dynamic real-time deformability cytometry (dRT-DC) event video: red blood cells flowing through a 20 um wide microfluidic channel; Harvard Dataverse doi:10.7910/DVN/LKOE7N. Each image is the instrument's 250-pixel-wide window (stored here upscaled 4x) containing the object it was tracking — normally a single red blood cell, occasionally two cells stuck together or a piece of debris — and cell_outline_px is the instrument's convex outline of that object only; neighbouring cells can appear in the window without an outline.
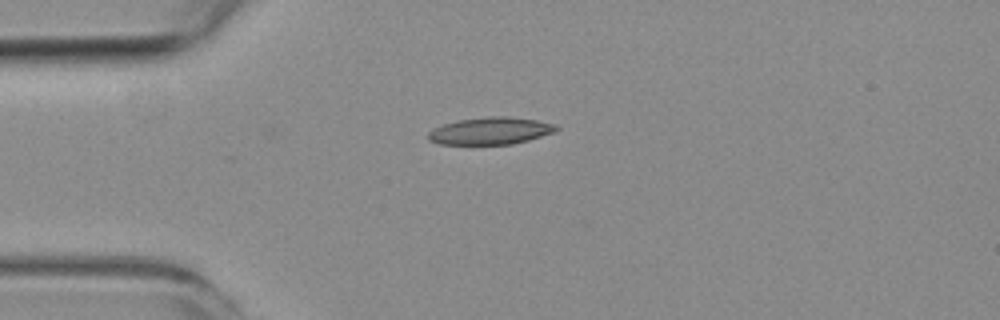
{"species": "common noctule bat (a hibernating species)", "species_latin": "Nyctalus noctula", "temperature_condition": "room temperature", "stored_images_in_passage": 5, "camera_frame_rate_fps": 3000, "um_per_image_px": 0.085, "animal": {"sex": "female", "body_mass_g": 19.3, "forearm_length_mm": 54.1}, "frame": {"image": 1, "passage_image": 1, "time_ms": 0.0, "image_size_px": [1000, 320], "cell_outline_px": [[560, 128], [556, 132], [528, 140], [512, 144], [440, 144], [428, 140], [428, 132], [432, 128], [444, 124], [460, 120], [488, 116], [508, 116], [536, 120], [556, 124]], "centroid_in_image_um": [41.71, 11.12], "position_along_channel_um": 43.3, "area_um2": 20.35}}
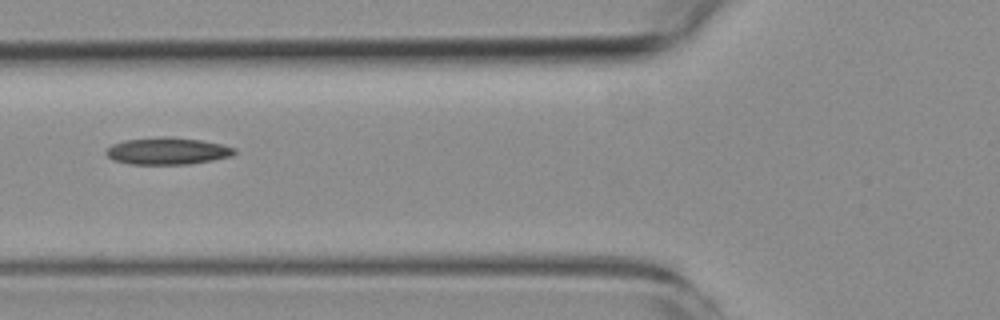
{"frame": {"image": 2, "passage_image": 3, "time_ms": 2.333, "image_size_px": [1000, 320], "cell_outline_px": [[236, 152], [232, 156], [212, 160], [188, 164], [128, 164], [112, 160], [104, 152], [112, 144], [124, 140], [164, 136], [172, 136], [200, 140], [224, 144], [236, 148]], "centroid_in_image_um": [14.24, 12.83], "position_along_channel_um": 111.6, "area_um2": 20.4}}
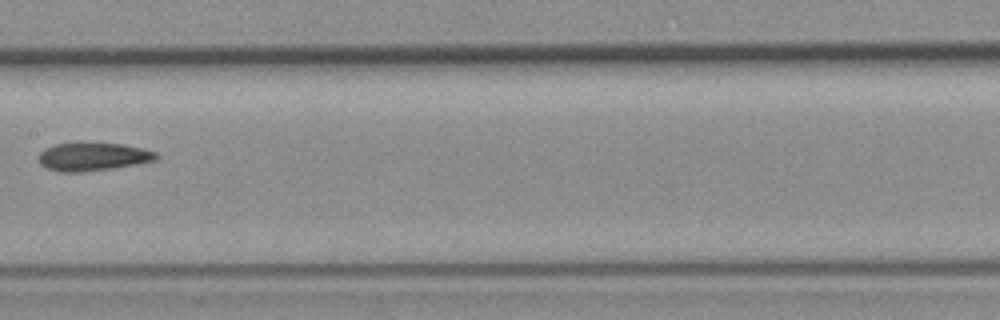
{"frame": {"image": 3, "passage_image": 5, "time_ms": 4.667, "image_size_px": [1000, 320], "cell_outline_px": [[156, 160], [112, 168], [84, 172], [60, 172], [48, 168], [40, 164], [40, 152], [44, 148], [56, 144], [124, 144], [156, 152]], "centroid_in_image_um": [7.87, 13.33], "position_along_channel_um": 199.5, "area_um2": 18.73}}